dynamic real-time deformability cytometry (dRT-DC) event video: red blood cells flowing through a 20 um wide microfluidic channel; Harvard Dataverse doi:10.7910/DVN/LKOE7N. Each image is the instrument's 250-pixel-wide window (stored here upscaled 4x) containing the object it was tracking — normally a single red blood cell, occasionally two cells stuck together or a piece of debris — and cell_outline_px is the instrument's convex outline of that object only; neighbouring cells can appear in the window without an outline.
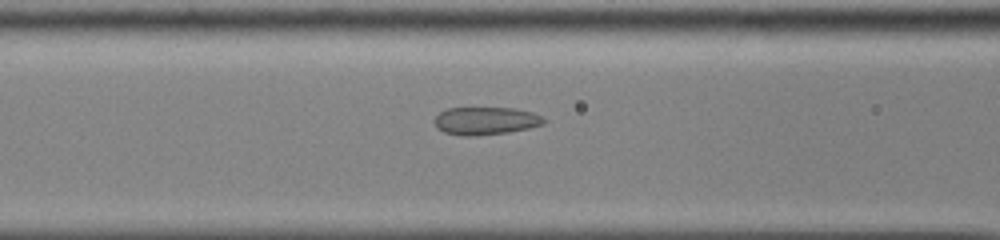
{"species": "common noctule bat (a hibernating species)", "species_latin": "Nyctalus noctula", "temperature_condition": "cold", "stored_images_in_passage": 55, "camera_frame_rate_fps": 3000, "um_per_image_px": 0.085, "animal": {"sex": "male", "body_mass_g": 13.0, "forearm_length_mm": 53.1}, "frame": {"image": 1, "passage_image": 25, "time_ms": 8.0, "image_size_px": [1000, 240], "cell_outline_px": [[544, 124], [528, 128], [508, 132], [476, 136], [460, 136], [444, 132], [436, 128], [432, 120], [440, 112], [448, 108], [512, 108], [532, 112], [540, 116], [544, 120]], "centroid_in_image_um": [41.21, 10.28], "position_along_channel_um": 125.4, "area_um2": 17.74}}
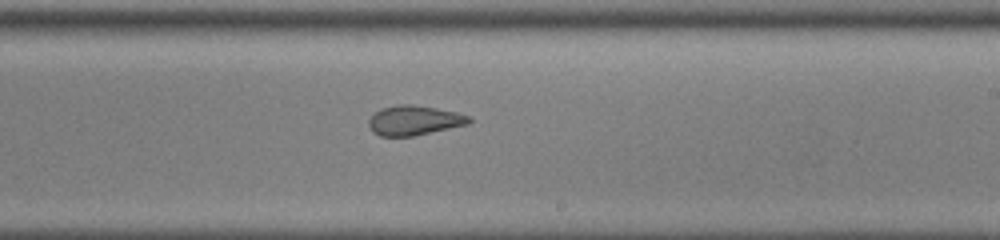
{"frame": {"image": 2, "passage_image": 35, "time_ms": 11.333, "image_size_px": [1000, 240], "cell_outline_px": [[472, 120], [468, 124], [412, 136], [380, 136], [372, 132], [368, 124], [368, 120], [380, 108], [396, 104], [412, 104], [436, 108], [456, 112], [472, 116]], "centroid_in_image_um": [35.19, 10.22], "position_along_channel_um": 253.8, "area_um2": 17.4}}
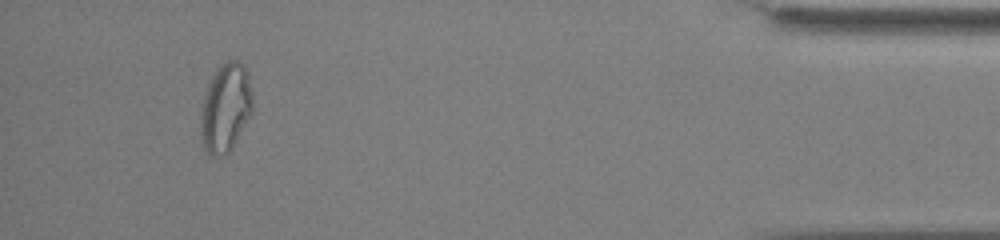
{"frame": {"image": 3, "passage_image": 52, "time_ms": 17.0, "image_size_px": [1000, 240], "cell_outline_px": [[252, 112], [228, 152], [220, 156], [208, 156], [204, 148], [200, 136], [200, 108], [208, 84], [216, 68], [220, 64], [228, 60], [240, 60], [244, 64], [248, 76], [252, 96]], "centroid_in_image_um": [19.14, 9.14], "position_along_channel_um": 416.1, "area_um2": 26.88}, "authors_computed_cell_mechanics": {"area_um2": 21.3282, "velocity_mm_per_s": 3.856, "shape_relaxation_time_tau1_ms": null, "shape_relaxation_time_tau2_ms": 1.2493, "deformation_change_tau1": null, "deformation_change_tau2": 0.0708}}